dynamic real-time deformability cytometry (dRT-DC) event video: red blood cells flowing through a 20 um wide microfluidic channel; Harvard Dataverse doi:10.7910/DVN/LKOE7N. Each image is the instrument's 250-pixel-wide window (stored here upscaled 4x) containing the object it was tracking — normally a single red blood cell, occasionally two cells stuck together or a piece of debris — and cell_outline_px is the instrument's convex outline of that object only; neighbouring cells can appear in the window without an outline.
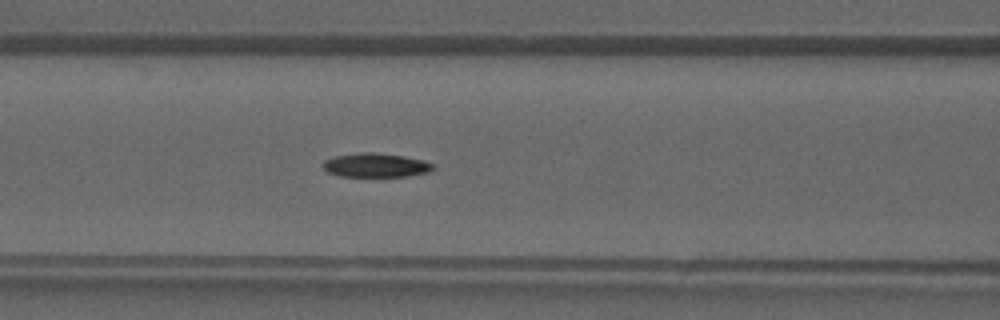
{"species": "common noctule bat (a hibernating species)", "species_latin": "Nyctalus noctula", "temperature_condition": "warm", "stored_images_in_passage": 41, "camera_frame_rate_fps": 3000, "um_per_image_px": 0.085, "animal": {"sex": "male", "forearm_length_mm": 52.5}, "frame": {"image": 1, "passage_image": 17, "time_ms": 5.333, "image_size_px": [1000, 320], "cell_outline_px": [[436, 168], [428, 172], [408, 176], [340, 176], [328, 172], [320, 164], [324, 160], [336, 156], [364, 152], [376, 152], [404, 156], [424, 160], [436, 164]], "centroid_in_image_um": [31.98, 14.04], "position_along_channel_um": 134.6, "area_um2": 15.49}}
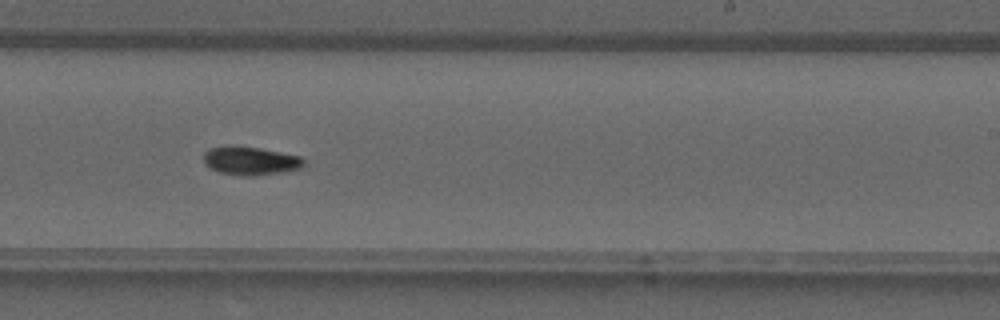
{"frame": {"image": 2, "passage_image": 25, "time_ms": 8.0, "image_size_px": [1000, 320], "cell_outline_px": [[304, 164], [300, 168], [284, 172], [252, 176], [244, 176], [220, 172], [204, 164], [204, 152], [212, 148], [260, 148], [300, 156], [304, 160]], "centroid_in_image_um": [21.34, 13.71], "position_along_channel_um": 267.7, "area_um2": 15.95}}
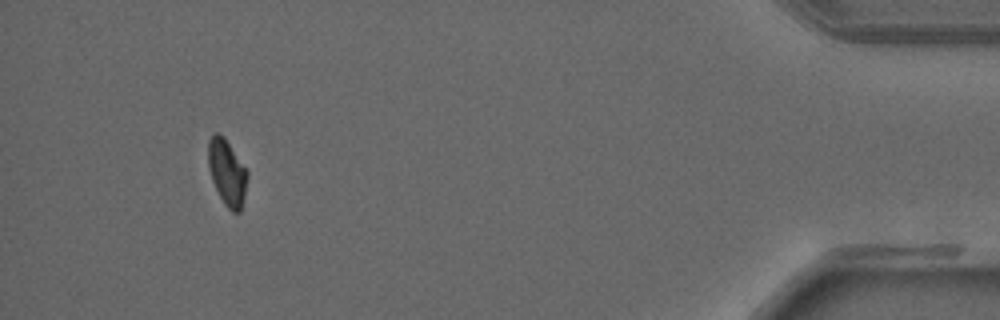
{"frame": {"image": 3, "passage_image": 38, "time_ms": 12.333, "image_size_px": [1000, 320], "cell_outline_px": [[248, 176], [244, 196], [240, 212], [232, 212], [224, 204], [212, 180], [208, 168], [208, 140], [216, 132], [224, 136], [248, 172]], "centroid_in_image_um": [19.29, 14.65], "position_along_channel_um": 415.9, "area_um2": 14.91}}